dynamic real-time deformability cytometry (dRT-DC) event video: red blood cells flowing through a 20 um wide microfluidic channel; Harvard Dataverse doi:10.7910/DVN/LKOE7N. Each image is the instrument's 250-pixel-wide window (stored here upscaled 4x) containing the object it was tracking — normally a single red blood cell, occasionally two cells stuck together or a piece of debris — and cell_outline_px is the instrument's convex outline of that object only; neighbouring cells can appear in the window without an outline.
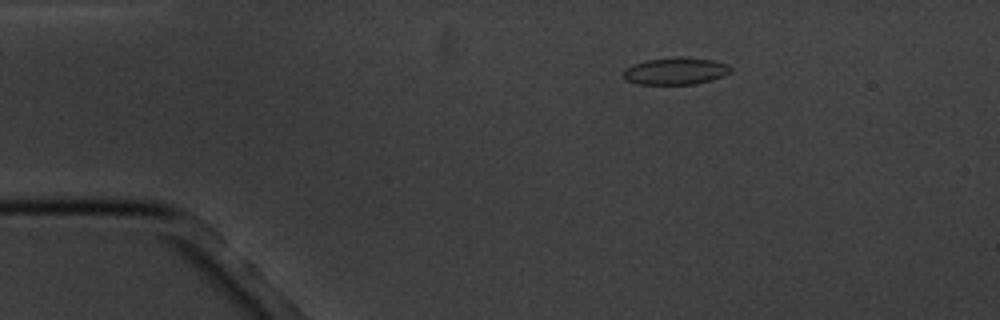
{"species": "common noctule bat (a hibernating species)", "species_latin": "Nyctalus noctula", "temperature_condition": "cold", "stored_images_in_passage": 3, "camera_frame_rate_fps": 3000, "um_per_image_px": 0.085, "animal": {"sex": "male", "body_mass_g": 20.1, "forearm_length_mm": 53.5}, "frame": {"image": 1, "passage_image": 1, "time_ms": 0.0, "image_size_px": [1000, 320], "cell_outline_px": [[732, 72], [724, 76], [692, 84], [636, 84], [624, 80], [624, 68], [632, 64], [648, 60], [676, 56], [680, 56], [712, 60], [728, 64], [732, 68]], "centroid_in_image_um": [57.41, 6.03], "position_along_channel_um": 27.6, "area_um2": 17.05}}
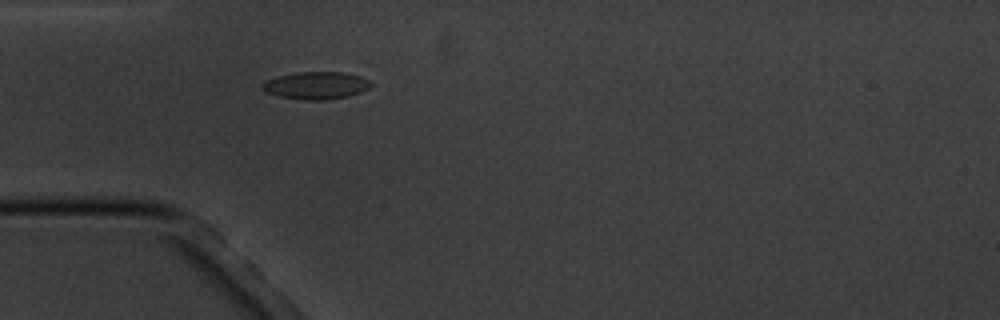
{"frame": {"image": 2, "passage_image": 3, "time_ms": 2.333, "image_size_px": [1000, 320], "cell_outline_px": [[372, 84], [368, 88], [360, 92], [348, 96], [324, 100], [308, 100], [280, 96], [264, 92], [260, 88], [260, 84], [264, 80], [276, 76], [296, 72], [344, 72], [360, 76], [372, 80]], "centroid_in_image_um": [26.83, 7.25], "position_along_channel_um": 58.2, "area_um2": 17.57}}